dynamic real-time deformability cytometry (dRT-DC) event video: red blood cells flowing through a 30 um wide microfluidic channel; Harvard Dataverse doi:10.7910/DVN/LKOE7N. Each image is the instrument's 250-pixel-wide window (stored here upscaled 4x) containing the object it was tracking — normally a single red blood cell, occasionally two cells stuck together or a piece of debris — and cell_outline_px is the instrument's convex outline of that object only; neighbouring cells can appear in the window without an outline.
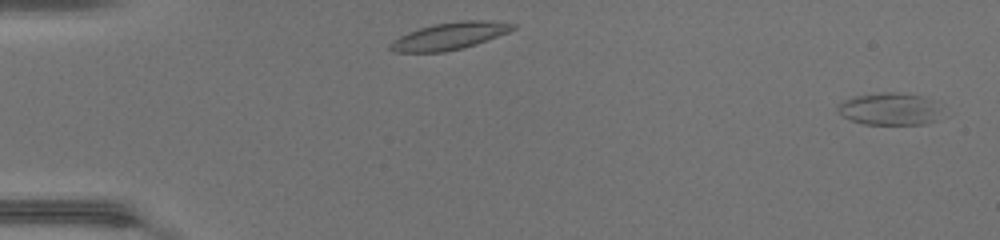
{"species": "common noctule bat (a hibernating species)", "species_latin": "Nyctalus noctula", "temperature_condition": "warm", "stored_images_in_passage": 49, "camera_frame_rate_fps": 3000, "um_per_image_px": 0.085, "animal": {"sex": "female", "body_mass_g": 17.0, "forearm_length_mm": 48.0}, "frame": {"image": 1, "passage_image": 2, "time_ms": 0.333, "image_size_px": [1000, 240], "cell_outline_px": [[936, 120], [928, 124], [864, 124], [852, 120], [836, 112], [836, 108], [844, 100], [852, 96], [880, 92], [900, 92], [920, 96], [932, 100]], "centroid_in_image_um": [75.49, 9.25], "position_along_channel_um": 9.5, "area_um2": 19.13}}
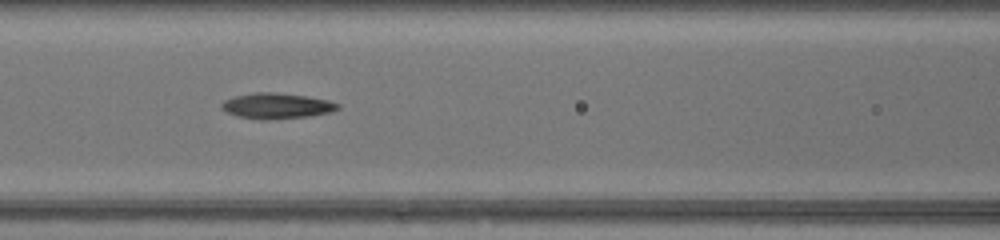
{"frame": {"image": 2, "passage_image": 23, "time_ms": 7.333, "image_size_px": [1000, 240], "cell_outline_px": [[340, 108], [332, 112], [308, 116], [268, 120], [260, 120], [240, 116], [228, 112], [220, 108], [220, 104], [224, 100], [232, 96], [256, 92], [272, 92], [308, 96], [328, 100], [340, 104]], "centroid_in_image_um": [23.52, 8.99], "position_along_channel_um": 143.1, "area_um2": 17.46}}
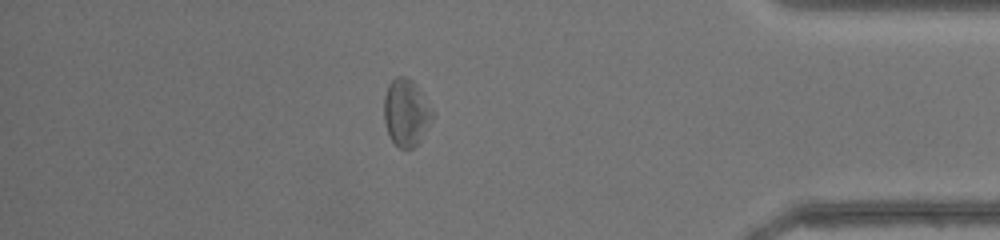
{"frame": {"image": 3, "passage_image": 43, "time_ms": 14.0, "image_size_px": [1000, 240], "cell_outline_px": [[432, 120], [420, 140], [412, 148], [400, 148], [392, 140], [388, 132], [384, 120], [384, 96], [388, 84], [396, 76], [404, 76], [412, 80], [416, 84], [432, 112]], "centroid_in_image_um": [34.49, 9.55], "position_along_channel_um": 400.7, "area_um2": 18.5}, "authors_computed_cell_mechanics": {"area_um2": 18.1492, "velocity_mm_per_s": 4.3618, "shape_relaxation_time_tau1_ms": 1.8815, "shape_relaxation_time_tau2_ms": 3.4645, "deformation_change_tau1": 0.1316, "deformation_change_tau2": 0.1554}}